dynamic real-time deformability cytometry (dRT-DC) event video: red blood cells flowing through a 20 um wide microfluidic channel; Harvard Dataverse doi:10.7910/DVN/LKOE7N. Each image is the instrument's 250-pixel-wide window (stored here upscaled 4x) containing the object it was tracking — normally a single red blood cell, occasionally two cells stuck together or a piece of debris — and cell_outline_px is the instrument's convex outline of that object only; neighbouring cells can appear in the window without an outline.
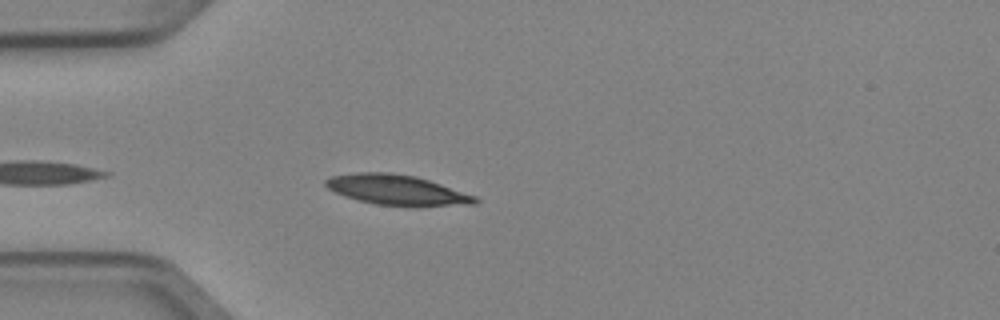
{"species": "Egyptian fruit bat (a non-hibernating species)", "species_latin": "Rousettus aegyptiacus", "temperature_condition": "cold", "stored_images_in_passage": 4, "camera_frame_rate_fps": 3000, "um_per_image_px": 0.085, "animal": {"sex": "female"}, "frame": {"image": 1, "passage_image": 4, "time_ms": 1.0, "image_size_px": [1000, 320], "cell_outline_px": [[480, 200], [476, 204], [416, 208], [376, 204], [356, 200], [344, 196], [328, 188], [324, 184], [324, 180], [332, 176], [360, 172], [392, 172], [416, 176], [476, 196]], "centroid_in_image_um": [33.78, 16.17], "position_along_channel_um": 51.2, "area_um2": 26.82}}